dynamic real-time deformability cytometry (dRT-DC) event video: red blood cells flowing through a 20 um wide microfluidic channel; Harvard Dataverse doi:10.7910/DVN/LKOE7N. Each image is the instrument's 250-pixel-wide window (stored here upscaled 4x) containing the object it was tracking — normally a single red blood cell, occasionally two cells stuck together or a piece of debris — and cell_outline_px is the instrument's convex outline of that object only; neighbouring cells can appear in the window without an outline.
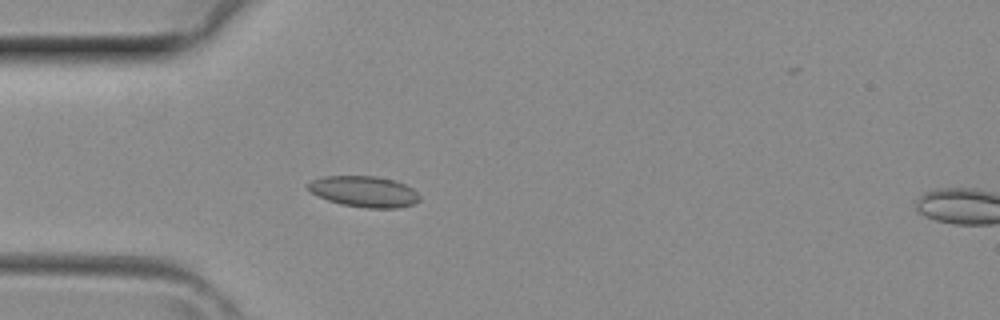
{"species": "common noctule bat (a hibernating species)", "species_latin": "Nyctalus noctula", "temperature_condition": "room temperature", "stored_images_in_passage": 34, "camera_frame_rate_fps": 3000, "um_per_image_px": 0.085, "animal": {"sex": "female", "body_mass_g": 29.2, "forearm_length_mm": 56.3}, "frame": {"image": 1, "passage_image": 6, "time_ms": 1.667, "image_size_px": [1000, 320], "cell_outline_px": [[420, 200], [412, 204], [400, 208], [368, 208], [340, 204], [328, 200], [312, 192], [308, 188], [308, 184], [312, 180], [324, 176], [376, 176], [396, 180], [412, 188], [420, 196]], "centroid_in_image_um": [30.98, 16.28], "position_along_channel_um": 54.0, "area_um2": 20.06}}
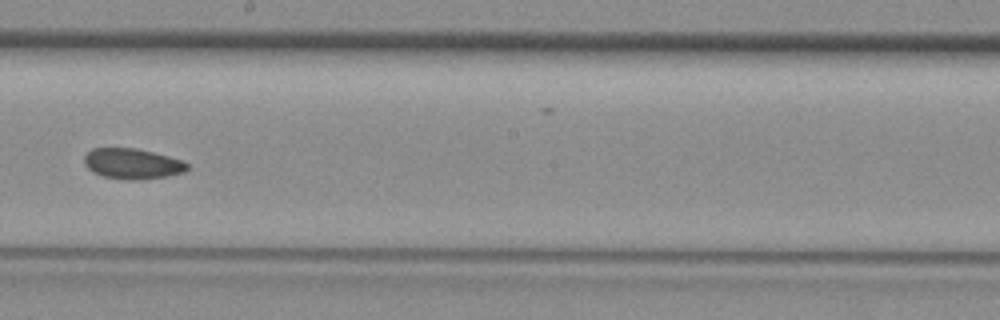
{"frame": {"image": 2, "passage_image": 17, "time_ms": 5.333, "image_size_px": [1000, 320], "cell_outline_px": [[188, 168], [184, 172], [164, 176], [132, 180], [128, 180], [104, 176], [92, 172], [84, 164], [84, 156], [92, 148], [136, 148], [184, 160], [188, 164]], "centroid_in_image_um": [11.23, 13.9], "position_along_channel_um": 237.0, "area_um2": 18.15}}
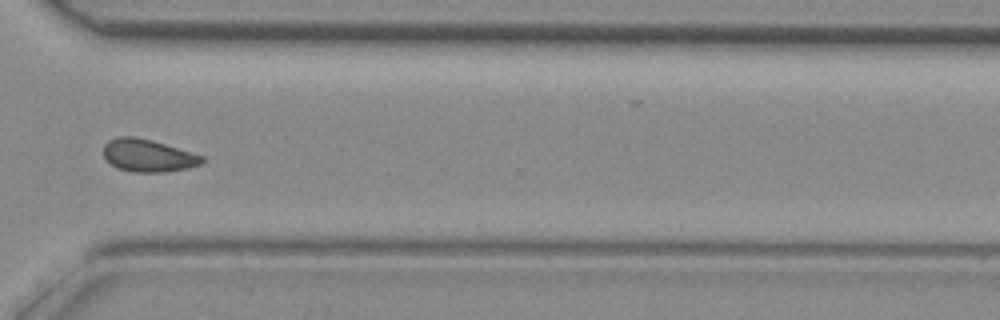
{"frame": {"image": 3, "passage_image": 24, "time_ms": 7.667, "image_size_px": [1000, 320], "cell_outline_px": [[204, 160], [200, 164], [188, 168], [164, 172], [136, 172], [116, 168], [104, 156], [104, 144], [108, 140], [116, 136], [136, 136], [152, 140], [204, 156]], "centroid_in_image_um": [12.57, 13.21], "position_along_channel_um": 358.0, "area_um2": 18.67}}